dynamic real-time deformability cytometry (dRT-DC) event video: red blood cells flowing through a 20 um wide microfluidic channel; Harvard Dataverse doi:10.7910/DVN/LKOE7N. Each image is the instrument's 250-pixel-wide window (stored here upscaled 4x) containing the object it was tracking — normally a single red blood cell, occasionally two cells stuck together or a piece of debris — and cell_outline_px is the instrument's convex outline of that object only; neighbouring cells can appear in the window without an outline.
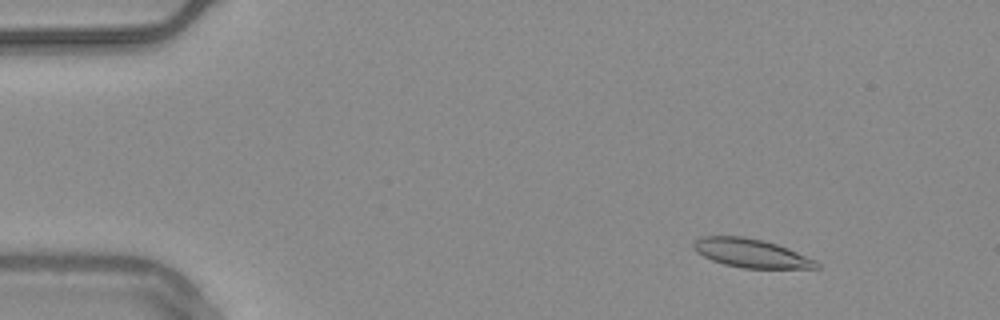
{"species": "common noctule bat (a hibernating species)", "species_latin": "Nyctalus noctula", "temperature_condition": "warm", "stored_images_in_passage": 55, "camera_frame_rate_fps": 3000, "um_per_image_px": 0.085, "animal": {"sex": "male", "body_mass_g": 20.4}, "frame": {"image": 1, "passage_image": 7, "time_ms": 2.0, "image_size_px": [1000, 320], "cell_outline_px": [[820, 268], [744, 268], [724, 264], [712, 260], [696, 252], [692, 248], [692, 244], [696, 240], [704, 236], [744, 236], [764, 240], [788, 248], [816, 260], [820, 264]], "centroid_in_image_um": [63.84, 21.51], "position_along_channel_um": 21.2, "area_um2": 20.52}}
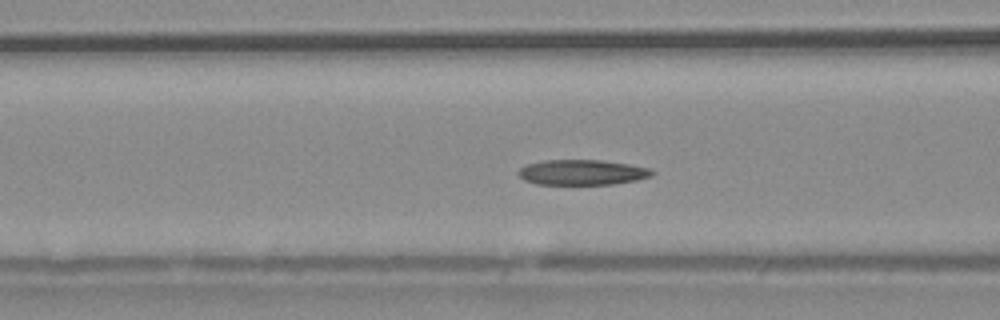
{"frame": {"image": 2, "passage_image": 22, "time_ms": 7.0, "image_size_px": [1000, 320], "cell_outline_px": [[656, 172], [652, 176], [636, 180], [612, 184], [536, 184], [524, 180], [516, 172], [524, 164], [544, 160], [600, 160], [628, 164], [648, 168]], "centroid_in_image_um": [49.44, 14.64], "position_along_channel_um": 117.2, "area_um2": 19.71}}
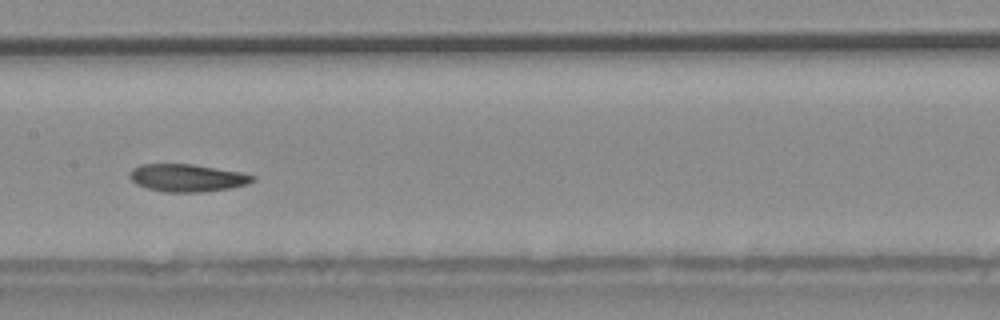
{"frame": {"image": 3, "passage_image": 28, "time_ms": 9.0, "image_size_px": [1000, 320], "cell_outline_px": [[256, 180], [248, 184], [232, 188], [204, 192], [164, 192], [148, 188], [136, 184], [128, 176], [132, 168], [140, 164], [192, 164], [240, 172], [256, 176]], "centroid_in_image_um": [15.92, 15.12], "position_along_channel_um": 191.5, "area_um2": 19.88}, "authors_computed_cell_mechanics": {"area_um2": 20.0566, "velocity_mm_per_s": 3.711, "shape_relaxation_time_tau1_ms": 10.4529, "shape_relaxation_time_tau2_ms": 2.839, "deformation_change_tau1": 0.1838, "deformation_change_tau2": 0.0881}}